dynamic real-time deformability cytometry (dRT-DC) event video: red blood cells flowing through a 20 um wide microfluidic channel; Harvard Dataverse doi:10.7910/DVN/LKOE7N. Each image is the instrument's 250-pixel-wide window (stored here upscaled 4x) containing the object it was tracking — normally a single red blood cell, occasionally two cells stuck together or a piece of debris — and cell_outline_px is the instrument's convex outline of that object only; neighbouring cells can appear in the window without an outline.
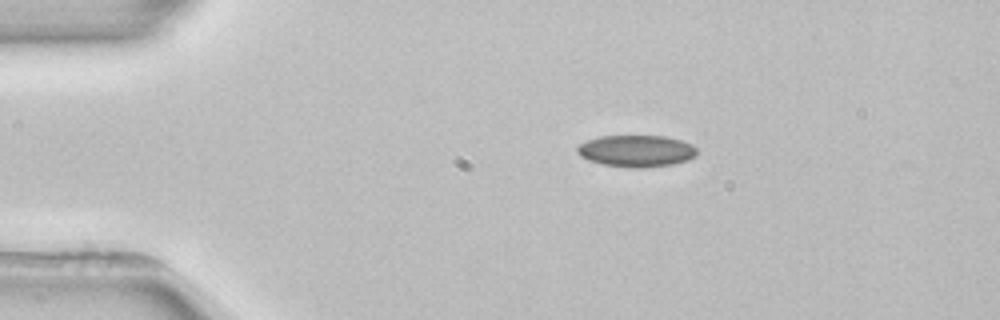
{"species": "common noctule bat (a hibernating species)", "species_latin": "Nyctalus noctula", "temperature_condition": "room temperature", "stored_images_in_passage": 2, "camera_frame_rate_fps": 3000, "um_per_image_px": 0.085, "animal": {"sex": "female", "body_mass_g": 22.7, "forearm_length_mm": 54.2}, "frame": {"image": 1, "passage_image": 1, "time_ms": 0.0, "image_size_px": [1000, 320], "cell_outline_px": [[696, 156], [688, 160], [672, 164], [644, 168], [628, 168], [604, 164], [588, 160], [580, 156], [576, 152], [576, 148], [580, 144], [588, 140], [600, 136], [664, 136], [680, 140], [692, 144], [696, 148]], "centroid_in_image_um": [54.08, 12.84], "position_along_channel_um": 30.9, "area_um2": 22.2}}